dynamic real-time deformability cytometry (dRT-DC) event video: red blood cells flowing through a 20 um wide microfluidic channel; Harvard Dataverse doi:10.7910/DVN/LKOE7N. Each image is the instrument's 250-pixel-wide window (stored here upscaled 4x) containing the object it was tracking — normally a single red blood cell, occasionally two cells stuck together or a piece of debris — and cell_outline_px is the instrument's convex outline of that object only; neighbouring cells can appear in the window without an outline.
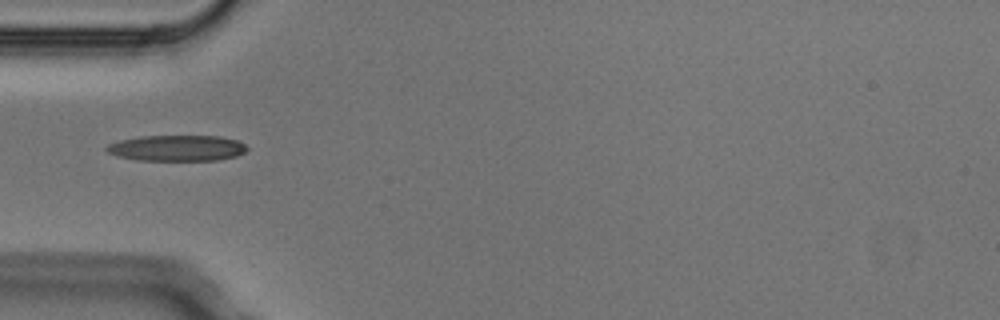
{"species": "Egyptian fruit bat (a non-hibernating species)", "species_latin": "Rousettus aegyptiacus", "temperature_condition": "cold", "stored_images_in_passage": 1, "camera_frame_rate_fps": 3000, "um_per_image_px": 0.085, "animal": {"sex": "male"}, "frame": {"image": 1, "passage_image": 1, "time_ms": 0.0, "image_size_px": [1000, 320], "cell_outline_px": [[248, 148], [244, 152], [236, 156], [216, 160], [136, 160], [116, 156], [108, 152], [104, 148], [108, 144], [120, 140], [140, 136], [220, 136], [236, 140], [244, 144]], "centroid_in_image_um": [15.01, 12.58], "position_along_channel_um": 70.0, "area_um2": 21.15}}